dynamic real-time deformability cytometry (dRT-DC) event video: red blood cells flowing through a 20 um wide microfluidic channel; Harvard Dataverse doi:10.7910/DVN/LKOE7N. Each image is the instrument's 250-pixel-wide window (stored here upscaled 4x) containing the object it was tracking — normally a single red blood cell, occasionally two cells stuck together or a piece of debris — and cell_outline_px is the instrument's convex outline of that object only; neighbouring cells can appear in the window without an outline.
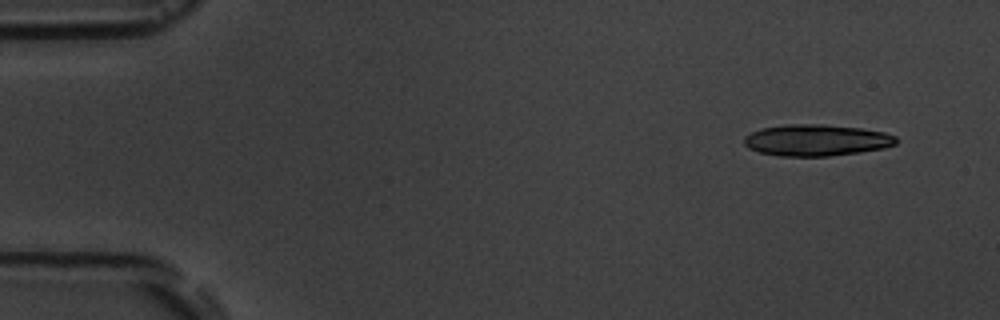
{"species": "common noctule bat (a hibernating species)", "species_latin": "Nyctalus noctula", "temperature_condition": "room temperature", "stored_images_in_passage": 9, "camera_frame_rate_fps": 3000, "um_per_image_px": 0.085, "animal": {"sex": "male", "body_mass_g": 19.5, "forearm_length_mm": 54.6}, "frame": {"image": 1, "passage_image": 1, "time_ms": 0.0, "image_size_px": [1000, 320], "cell_outline_px": [[896, 144], [884, 148], [860, 152], [828, 156], [780, 156], [760, 152], [748, 148], [744, 144], [744, 136], [760, 128], [784, 124], [824, 124], [860, 128], [884, 132], [896, 136]], "centroid_in_image_um": [69.37, 11.91], "position_along_channel_um": 15.6, "area_um2": 27.98}}
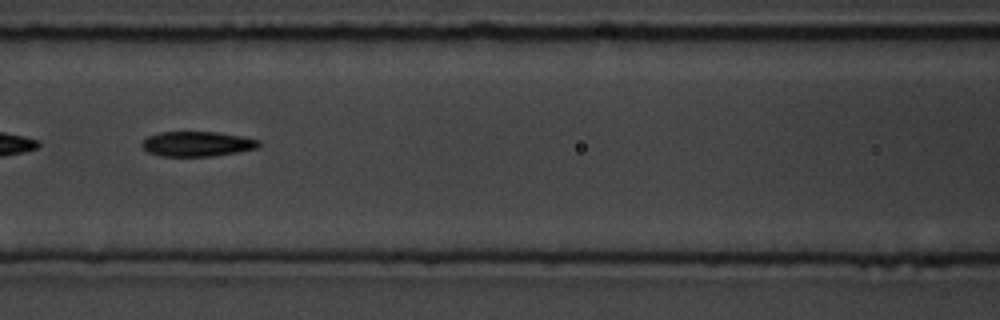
{"frame": {"image": 2, "passage_image": 7, "time_ms": 7.0, "image_size_px": [1000, 320], "cell_outline_px": [[260, 144], [256, 148], [216, 156], [160, 156], [148, 152], [140, 144], [148, 136], [160, 132], [216, 132], [240, 136], [260, 140]], "centroid_in_image_um": [16.74, 12.23], "position_along_channel_um": 149.9, "area_um2": 16.88}}
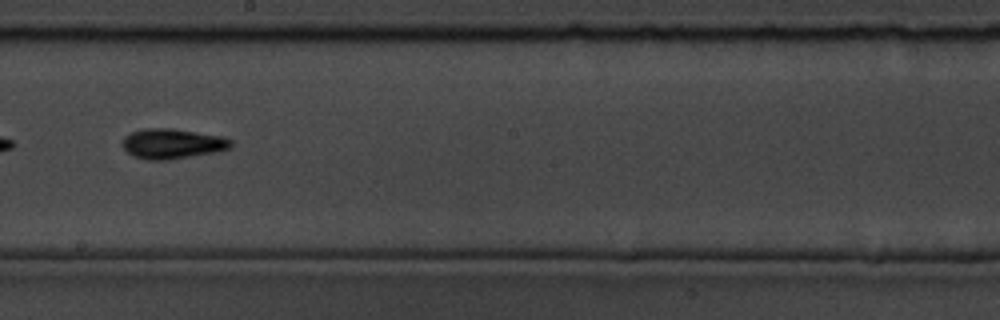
{"frame": {"image": 3, "passage_image": 9, "time_ms": 9.333, "image_size_px": [1000, 320], "cell_outline_px": [[232, 148], [216, 152], [168, 160], [148, 160], [132, 156], [124, 148], [124, 136], [132, 132], [144, 128], [172, 128], [224, 136], [232, 140]], "centroid_in_image_um": [14.69, 12.21], "position_along_channel_um": 233.5, "area_um2": 19.13}}